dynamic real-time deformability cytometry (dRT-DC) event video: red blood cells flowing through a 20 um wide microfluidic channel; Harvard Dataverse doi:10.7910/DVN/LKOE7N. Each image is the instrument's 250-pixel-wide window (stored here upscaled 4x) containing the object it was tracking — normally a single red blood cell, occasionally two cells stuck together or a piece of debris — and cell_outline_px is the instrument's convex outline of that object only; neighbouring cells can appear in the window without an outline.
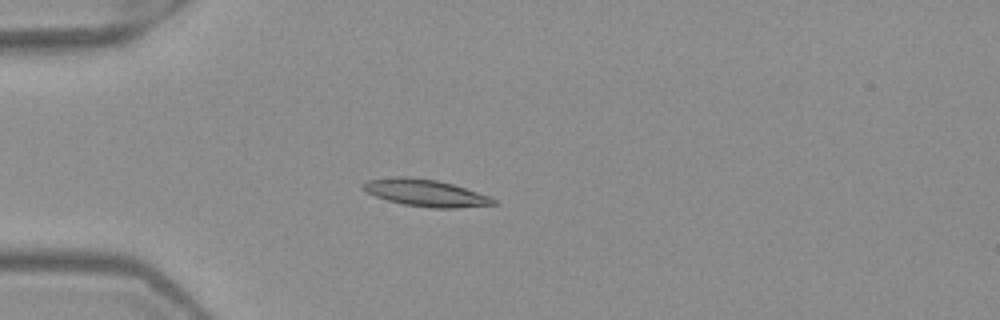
{"species": "Egyptian fruit bat (a non-hibernating species)", "species_latin": "Rousettus aegyptiacus", "temperature_condition": "warm", "stored_images_in_passage": 4, "camera_frame_rate_fps": 3000, "um_per_image_px": 0.085, "frame": {"image": 1, "passage_image": 3, "time_ms": 0.667, "image_size_px": [1000, 320], "cell_outline_px": [[496, 204], [456, 208], [432, 208], [404, 204], [388, 200], [376, 196], [360, 188], [360, 184], [368, 180], [396, 176], [408, 176], [436, 180], [452, 184], [488, 196], [496, 200]], "centroid_in_image_um": [36.12, 16.38], "position_along_channel_um": 48.9, "area_um2": 20.29}}